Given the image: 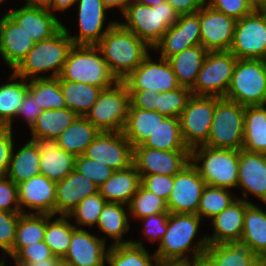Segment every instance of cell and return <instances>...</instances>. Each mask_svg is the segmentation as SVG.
<instances>
[{"instance_id":"6da1fadb","label":"cell","mask_w":266,"mask_h":266,"mask_svg":"<svg viewBox=\"0 0 266 266\" xmlns=\"http://www.w3.org/2000/svg\"><path fill=\"white\" fill-rule=\"evenodd\" d=\"M201 221L197 214L169 213L166 233L154 252L160 263L194 262L204 258L209 245L207 236L193 244Z\"/></svg>"},{"instance_id":"7a4b0ae2","label":"cell","mask_w":266,"mask_h":266,"mask_svg":"<svg viewBox=\"0 0 266 266\" xmlns=\"http://www.w3.org/2000/svg\"><path fill=\"white\" fill-rule=\"evenodd\" d=\"M96 46L118 81L124 80L133 72L151 49L118 21L109 28Z\"/></svg>"},{"instance_id":"3957f363","label":"cell","mask_w":266,"mask_h":266,"mask_svg":"<svg viewBox=\"0 0 266 266\" xmlns=\"http://www.w3.org/2000/svg\"><path fill=\"white\" fill-rule=\"evenodd\" d=\"M72 39L62 28L53 37L34 43L33 48L13 69L12 73L26 80L59 77L71 48ZM53 71L48 76L39 73Z\"/></svg>"},{"instance_id":"277c9868","label":"cell","mask_w":266,"mask_h":266,"mask_svg":"<svg viewBox=\"0 0 266 266\" xmlns=\"http://www.w3.org/2000/svg\"><path fill=\"white\" fill-rule=\"evenodd\" d=\"M122 16L126 22H118L152 49L179 18V14L165 0L156 6L130 2Z\"/></svg>"},{"instance_id":"5b68a950","label":"cell","mask_w":266,"mask_h":266,"mask_svg":"<svg viewBox=\"0 0 266 266\" xmlns=\"http://www.w3.org/2000/svg\"><path fill=\"white\" fill-rule=\"evenodd\" d=\"M59 80L82 82L103 90L118 82L96 45H74L64 63Z\"/></svg>"},{"instance_id":"8992f818","label":"cell","mask_w":266,"mask_h":266,"mask_svg":"<svg viewBox=\"0 0 266 266\" xmlns=\"http://www.w3.org/2000/svg\"><path fill=\"white\" fill-rule=\"evenodd\" d=\"M238 161L239 150L212 148L204 145L190 150V162L209 186L229 190L233 187L237 188Z\"/></svg>"},{"instance_id":"52a82bcc","label":"cell","mask_w":266,"mask_h":266,"mask_svg":"<svg viewBox=\"0 0 266 266\" xmlns=\"http://www.w3.org/2000/svg\"><path fill=\"white\" fill-rule=\"evenodd\" d=\"M224 98L243 106L266 105V60L237 59Z\"/></svg>"},{"instance_id":"ba28073f","label":"cell","mask_w":266,"mask_h":266,"mask_svg":"<svg viewBox=\"0 0 266 266\" xmlns=\"http://www.w3.org/2000/svg\"><path fill=\"white\" fill-rule=\"evenodd\" d=\"M245 106L216 97L210 133L204 146L241 150L244 138Z\"/></svg>"},{"instance_id":"9c48e42d","label":"cell","mask_w":266,"mask_h":266,"mask_svg":"<svg viewBox=\"0 0 266 266\" xmlns=\"http://www.w3.org/2000/svg\"><path fill=\"white\" fill-rule=\"evenodd\" d=\"M127 86L118 81L111 88L102 90L96 103L85 117L100 131L122 132L126 124L130 106Z\"/></svg>"},{"instance_id":"30bf717a","label":"cell","mask_w":266,"mask_h":266,"mask_svg":"<svg viewBox=\"0 0 266 266\" xmlns=\"http://www.w3.org/2000/svg\"><path fill=\"white\" fill-rule=\"evenodd\" d=\"M237 58L230 51L208 52L198 73L192 95L224 98Z\"/></svg>"},{"instance_id":"8fae6325","label":"cell","mask_w":266,"mask_h":266,"mask_svg":"<svg viewBox=\"0 0 266 266\" xmlns=\"http://www.w3.org/2000/svg\"><path fill=\"white\" fill-rule=\"evenodd\" d=\"M215 105V96L192 95L189 98L186 108L179 117L181 135L189 150L207 142Z\"/></svg>"},{"instance_id":"7c38bea8","label":"cell","mask_w":266,"mask_h":266,"mask_svg":"<svg viewBox=\"0 0 266 266\" xmlns=\"http://www.w3.org/2000/svg\"><path fill=\"white\" fill-rule=\"evenodd\" d=\"M229 51L237 59L266 60V11L254 10L236 20Z\"/></svg>"},{"instance_id":"4fadbf2b","label":"cell","mask_w":266,"mask_h":266,"mask_svg":"<svg viewBox=\"0 0 266 266\" xmlns=\"http://www.w3.org/2000/svg\"><path fill=\"white\" fill-rule=\"evenodd\" d=\"M148 54L142 63L122 82L128 90H146L151 93H161L178 89L176 75L167 59L159 57L155 62Z\"/></svg>"},{"instance_id":"5bb4252c","label":"cell","mask_w":266,"mask_h":266,"mask_svg":"<svg viewBox=\"0 0 266 266\" xmlns=\"http://www.w3.org/2000/svg\"><path fill=\"white\" fill-rule=\"evenodd\" d=\"M84 156L119 171L133 164V147L119 131L100 132L86 148Z\"/></svg>"},{"instance_id":"9a60e30c","label":"cell","mask_w":266,"mask_h":266,"mask_svg":"<svg viewBox=\"0 0 266 266\" xmlns=\"http://www.w3.org/2000/svg\"><path fill=\"white\" fill-rule=\"evenodd\" d=\"M205 186L204 179L193 163L189 162L174 175L173 190L166 202L169 213L197 214Z\"/></svg>"},{"instance_id":"2e32d148","label":"cell","mask_w":266,"mask_h":266,"mask_svg":"<svg viewBox=\"0 0 266 266\" xmlns=\"http://www.w3.org/2000/svg\"><path fill=\"white\" fill-rule=\"evenodd\" d=\"M201 45L208 52L229 51L236 20L205 3L199 9Z\"/></svg>"},{"instance_id":"e0dca14e","label":"cell","mask_w":266,"mask_h":266,"mask_svg":"<svg viewBox=\"0 0 266 266\" xmlns=\"http://www.w3.org/2000/svg\"><path fill=\"white\" fill-rule=\"evenodd\" d=\"M190 162V150L162 151L139 145L133 148V164L140 175L177 174Z\"/></svg>"},{"instance_id":"ac0fdd59","label":"cell","mask_w":266,"mask_h":266,"mask_svg":"<svg viewBox=\"0 0 266 266\" xmlns=\"http://www.w3.org/2000/svg\"><path fill=\"white\" fill-rule=\"evenodd\" d=\"M78 3V4H77ZM79 35H70V31L63 25L74 45H97L118 20L110 22L104 30V21L108 9L102 0H77Z\"/></svg>"},{"instance_id":"d6986e66","label":"cell","mask_w":266,"mask_h":266,"mask_svg":"<svg viewBox=\"0 0 266 266\" xmlns=\"http://www.w3.org/2000/svg\"><path fill=\"white\" fill-rule=\"evenodd\" d=\"M105 237L100 238L91 234L84 228H75L70 247L62 258L66 266H105L107 252Z\"/></svg>"},{"instance_id":"ffe728a7","label":"cell","mask_w":266,"mask_h":266,"mask_svg":"<svg viewBox=\"0 0 266 266\" xmlns=\"http://www.w3.org/2000/svg\"><path fill=\"white\" fill-rule=\"evenodd\" d=\"M17 193L21 213L55 216L56 182L40 174L18 184Z\"/></svg>"},{"instance_id":"44dd1931","label":"cell","mask_w":266,"mask_h":266,"mask_svg":"<svg viewBox=\"0 0 266 266\" xmlns=\"http://www.w3.org/2000/svg\"><path fill=\"white\" fill-rule=\"evenodd\" d=\"M199 10L194 14L179 15L178 21L165 32L151 50L160 51L161 58L168 59L189 47L200 45Z\"/></svg>"},{"instance_id":"7402d4cb","label":"cell","mask_w":266,"mask_h":266,"mask_svg":"<svg viewBox=\"0 0 266 266\" xmlns=\"http://www.w3.org/2000/svg\"><path fill=\"white\" fill-rule=\"evenodd\" d=\"M237 187L243 192L240 199L252 204L250 193L266 204V154L239 150Z\"/></svg>"},{"instance_id":"603a6c76","label":"cell","mask_w":266,"mask_h":266,"mask_svg":"<svg viewBox=\"0 0 266 266\" xmlns=\"http://www.w3.org/2000/svg\"><path fill=\"white\" fill-rule=\"evenodd\" d=\"M8 15L23 29L34 43L47 40L58 33L63 24L49 10L23 6L11 9Z\"/></svg>"},{"instance_id":"cb8c5ba5","label":"cell","mask_w":266,"mask_h":266,"mask_svg":"<svg viewBox=\"0 0 266 266\" xmlns=\"http://www.w3.org/2000/svg\"><path fill=\"white\" fill-rule=\"evenodd\" d=\"M40 154V174L58 182L75 169L76 156L61 149L57 140L32 137L30 139Z\"/></svg>"},{"instance_id":"d4e9b609","label":"cell","mask_w":266,"mask_h":266,"mask_svg":"<svg viewBox=\"0 0 266 266\" xmlns=\"http://www.w3.org/2000/svg\"><path fill=\"white\" fill-rule=\"evenodd\" d=\"M98 192L99 187L94 182L76 169L72 170L65 178L56 182L55 216H68L83 199Z\"/></svg>"},{"instance_id":"484cf974","label":"cell","mask_w":266,"mask_h":266,"mask_svg":"<svg viewBox=\"0 0 266 266\" xmlns=\"http://www.w3.org/2000/svg\"><path fill=\"white\" fill-rule=\"evenodd\" d=\"M34 42L6 11L0 18V56L13 70L33 48Z\"/></svg>"},{"instance_id":"4316f807","label":"cell","mask_w":266,"mask_h":266,"mask_svg":"<svg viewBox=\"0 0 266 266\" xmlns=\"http://www.w3.org/2000/svg\"><path fill=\"white\" fill-rule=\"evenodd\" d=\"M251 203L237 197L226 209L211 219L214 227L212 236L207 235L209 244L239 243L242 237L246 208Z\"/></svg>"},{"instance_id":"83f0119b","label":"cell","mask_w":266,"mask_h":266,"mask_svg":"<svg viewBox=\"0 0 266 266\" xmlns=\"http://www.w3.org/2000/svg\"><path fill=\"white\" fill-rule=\"evenodd\" d=\"M141 185V176L134 164L126 169L115 171L99 187V193L107 202H119L128 205Z\"/></svg>"},{"instance_id":"f1b7e54d","label":"cell","mask_w":266,"mask_h":266,"mask_svg":"<svg viewBox=\"0 0 266 266\" xmlns=\"http://www.w3.org/2000/svg\"><path fill=\"white\" fill-rule=\"evenodd\" d=\"M208 51L200 44L189 47L173 56L169 61L178 84L192 89Z\"/></svg>"},{"instance_id":"f546056e","label":"cell","mask_w":266,"mask_h":266,"mask_svg":"<svg viewBox=\"0 0 266 266\" xmlns=\"http://www.w3.org/2000/svg\"><path fill=\"white\" fill-rule=\"evenodd\" d=\"M165 118L166 116L157 111L142 110L130 104L126 124L122 132L134 148L143 145L155 131L159 122H162Z\"/></svg>"},{"instance_id":"4dcf8cb0","label":"cell","mask_w":266,"mask_h":266,"mask_svg":"<svg viewBox=\"0 0 266 266\" xmlns=\"http://www.w3.org/2000/svg\"><path fill=\"white\" fill-rule=\"evenodd\" d=\"M240 244L248 247L256 256L266 257V211L257 204L246 208Z\"/></svg>"},{"instance_id":"1f68e13d","label":"cell","mask_w":266,"mask_h":266,"mask_svg":"<svg viewBox=\"0 0 266 266\" xmlns=\"http://www.w3.org/2000/svg\"><path fill=\"white\" fill-rule=\"evenodd\" d=\"M128 205L119 202H107L103 207L97 222L101 232L106 233L109 238L113 239V243L109 246L129 244L131 240H123V235L130 230L129 213L125 209ZM127 213V214H126Z\"/></svg>"},{"instance_id":"d6a6232c","label":"cell","mask_w":266,"mask_h":266,"mask_svg":"<svg viewBox=\"0 0 266 266\" xmlns=\"http://www.w3.org/2000/svg\"><path fill=\"white\" fill-rule=\"evenodd\" d=\"M242 149L266 154V105L245 106Z\"/></svg>"},{"instance_id":"836d02e7","label":"cell","mask_w":266,"mask_h":266,"mask_svg":"<svg viewBox=\"0 0 266 266\" xmlns=\"http://www.w3.org/2000/svg\"><path fill=\"white\" fill-rule=\"evenodd\" d=\"M99 133L85 116H79L56 140L61 149L79 156L84 154Z\"/></svg>"},{"instance_id":"e575fe53","label":"cell","mask_w":266,"mask_h":266,"mask_svg":"<svg viewBox=\"0 0 266 266\" xmlns=\"http://www.w3.org/2000/svg\"><path fill=\"white\" fill-rule=\"evenodd\" d=\"M27 91L28 80L18 77L14 73L9 76V82L0 84V127L12 129L13 120L16 119L19 106Z\"/></svg>"},{"instance_id":"d590c367","label":"cell","mask_w":266,"mask_h":266,"mask_svg":"<svg viewBox=\"0 0 266 266\" xmlns=\"http://www.w3.org/2000/svg\"><path fill=\"white\" fill-rule=\"evenodd\" d=\"M13 147L6 177L15 184H20L34 176L40 175V154L30 140L14 153Z\"/></svg>"},{"instance_id":"8d00e7d4","label":"cell","mask_w":266,"mask_h":266,"mask_svg":"<svg viewBox=\"0 0 266 266\" xmlns=\"http://www.w3.org/2000/svg\"><path fill=\"white\" fill-rule=\"evenodd\" d=\"M257 256L240 243L209 244L203 260L208 266H249Z\"/></svg>"},{"instance_id":"74e56055","label":"cell","mask_w":266,"mask_h":266,"mask_svg":"<svg viewBox=\"0 0 266 266\" xmlns=\"http://www.w3.org/2000/svg\"><path fill=\"white\" fill-rule=\"evenodd\" d=\"M109 266H158L160 261L153 253L150 255L142 240L129 244L109 246L107 252Z\"/></svg>"},{"instance_id":"f35d334b","label":"cell","mask_w":266,"mask_h":266,"mask_svg":"<svg viewBox=\"0 0 266 266\" xmlns=\"http://www.w3.org/2000/svg\"><path fill=\"white\" fill-rule=\"evenodd\" d=\"M78 117L68 108L43 110L30 128L31 136L56 140Z\"/></svg>"},{"instance_id":"ab89813d","label":"cell","mask_w":266,"mask_h":266,"mask_svg":"<svg viewBox=\"0 0 266 266\" xmlns=\"http://www.w3.org/2000/svg\"><path fill=\"white\" fill-rule=\"evenodd\" d=\"M67 108L76 112L79 116H85L96 103L102 88L82 82L60 80Z\"/></svg>"},{"instance_id":"60d3db41","label":"cell","mask_w":266,"mask_h":266,"mask_svg":"<svg viewBox=\"0 0 266 266\" xmlns=\"http://www.w3.org/2000/svg\"><path fill=\"white\" fill-rule=\"evenodd\" d=\"M143 146L162 151L189 150L183 141L180 119L177 117H166L159 122Z\"/></svg>"},{"instance_id":"b9f144b4","label":"cell","mask_w":266,"mask_h":266,"mask_svg":"<svg viewBox=\"0 0 266 266\" xmlns=\"http://www.w3.org/2000/svg\"><path fill=\"white\" fill-rule=\"evenodd\" d=\"M45 231L46 214L22 213L17 223L13 249L8 256L12 258L21 248L44 241Z\"/></svg>"},{"instance_id":"7bdbcfd3","label":"cell","mask_w":266,"mask_h":266,"mask_svg":"<svg viewBox=\"0 0 266 266\" xmlns=\"http://www.w3.org/2000/svg\"><path fill=\"white\" fill-rule=\"evenodd\" d=\"M28 82V91L42 110L67 108L59 77L37 78Z\"/></svg>"},{"instance_id":"ee69618b","label":"cell","mask_w":266,"mask_h":266,"mask_svg":"<svg viewBox=\"0 0 266 266\" xmlns=\"http://www.w3.org/2000/svg\"><path fill=\"white\" fill-rule=\"evenodd\" d=\"M53 217L55 216L46 214L44 241L52 254L62 259L70 247L71 236L76 226L75 224L71 225L68 216L59 215L54 221Z\"/></svg>"},{"instance_id":"f6af8a7d","label":"cell","mask_w":266,"mask_h":266,"mask_svg":"<svg viewBox=\"0 0 266 266\" xmlns=\"http://www.w3.org/2000/svg\"><path fill=\"white\" fill-rule=\"evenodd\" d=\"M236 198L230 193L229 189L206 185L197 209V215L204 220L216 217L226 209Z\"/></svg>"},{"instance_id":"bcb514c9","label":"cell","mask_w":266,"mask_h":266,"mask_svg":"<svg viewBox=\"0 0 266 266\" xmlns=\"http://www.w3.org/2000/svg\"><path fill=\"white\" fill-rule=\"evenodd\" d=\"M128 208L131 218L133 216V218L138 220L151 214L169 212L166 201L148 191L142 185L139 186L138 191L133 195Z\"/></svg>"},{"instance_id":"7dc6e473","label":"cell","mask_w":266,"mask_h":266,"mask_svg":"<svg viewBox=\"0 0 266 266\" xmlns=\"http://www.w3.org/2000/svg\"><path fill=\"white\" fill-rule=\"evenodd\" d=\"M107 201L98 192L97 194L89 195L83 199L68 215L69 220L74 217L76 228L82 226L93 227L97 225L99 215Z\"/></svg>"},{"instance_id":"c3c4849f","label":"cell","mask_w":266,"mask_h":266,"mask_svg":"<svg viewBox=\"0 0 266 266\" xmlns=\"http://www.w3.org/2000/svg\"><path fill=\"white\" fill-rule=\"evenodd\" d=\"M191 96V89L181 86L172 91L157 93L156 111L166 117L179 118Z\"/></svg>"},{"instance_id":"681fc988","label":"cell","mask_w":266,"mask_h":266,"mask_svg":"<svg viewBox=\"0 0 266 266\" xmlns=\"http://www.w3.org/2000/svg\"><path fill=\"white\" fill-rule=\"evenodd\" d=\"M75 169L98 187L104 184L115 172L112 168L84 155L76 156Z\"/></svg>"},{"instance_id":"f907efd6","label":"cell","mask_w":266,"mask_h":266,"mask_svg":"<svg viewBox=\"0 0 266 266\" xmlns=\"http://www.w3.org/2000/svg\"><path fill=\"white\" fill-rule=\"evenodd\" d=\"M21 214V212L0 211V248L5 253L3 258H6V254L13 249L16 227Z\"/></svg>"},{"instance_id":"816d5d0a","label":"cell","mask_w":266,"mask_h":266,"mask_svg":"<svg viewBox=\"0 0 266 266\" xmlns=\"http://www.w3.org/2000/svg\"><path fill=\"white\" fill-rule=\"evenodd\" d=\"M52 256L50 248L45 241H42L21 248L11 259L15 261V265L24 266L31 262H40Z\"/></svg>"},{"instance_id":"f5cc1de1","label":"cell","mask_w":266,"mask_h":266,"mask_svg":"<svg viewBox=\"0 0 266 266\" xmlns=\"http://www.w3.org/2000/svg\"><path fill=\"white\" fill-rule=\"evenodd\" d=\"M140 176H141V185L145 189L161 197L166 202L168 201L171 191L173 190L174 176L159 175V174L140 175Z\"/></svg>"},{"instance_id":"db71d44e","label":"cell","mask_w":266,"mask_h":266,"mask_svg":"<svg viewBox=\"0 0 266 266\" xmlns=\"http://www.w3.org/2000/svg\"><path fill=\"white\" fill-rule=\"evenodd\" d=\"M169 219V212L151 214L148 217L139 219L144 223L142 233L146 236L149 242H161V239L166 233Z\"/></svg>"},{"instance_id":"11a10c76","label":"cell","mask_w":266,"mask_h":266,"mask_svg":"<svg viewBox=\"0 0 266 266\" xmlns=\"http://www.w3.org/2000/svg\"><path fill=\"white\" fill-rule=\"evenodd\" d=\"M206 3L235 20H239L254 11L249 0H208Z\"/></svg>"},{"instance_id":"9f6ffc18","label":"cell","mask_w":266,"mask_h":266,"mask_svg":"<svg viewBox=\"0 0 266 266\" xmlns=\"http://www.w3.org/2000/svg\"><path fill=\"white\" fill-rule=\"evenodd\" d=\"M17 194V184L6 176L0 177V211L21 212Z\"/></svg>"},{"instance_id":"6f0895ef","label":"cell","mask_w":266,"mask_h":266,"mask_svg":"<svg viewBox=\"0 0 266 266\" xmlns=\"http://www.w3.org/2000/svg\"><path fill=\"white\" fill-rule=\"evenodd\" d=\"M13 129L9 127H0V177L7 174L9 162L14 145Z\"/></svg>"},{"instance_id":"680465c9","label":"cell","mask_w":266,"mask_h":266,"mask_svg":"<svg viewBox=\"0 0 266 266\" xmlns=\"http://www.w3.org/2000/svg\"><path fill=\"white\" fill-rule=\"evenodd\" d=\"M42 111L43 110L36 103V100L32 98V94L27 91L22 104L19 106L16 118L23 117L30 129Z\"/></svg>"},{"instance_id":"91938a15","label":"cell","mask_w":266,"mask_h":266,"mask_svg":"<svg viewBox=\"0 0 266 266\" xmlns=\"http://www.w3.org/2000/svg\"><path fill=\"white\" fill-rule=\"evenodd\" d=\"M130 103L133 107L156 111V96L157 93H151L146 90H129Z\"/></svg>"},{"instance_id":"94428289","label":"cell","mask_w":266,"mask_h":266,"mask_svg":"<svg viewBox=\"0 0 266 266\" xmlns=\"http://www.w3.org/2000/svg\"><path fill=\"white\" fill-rule=\"evenodd\" d=\"M179 15L194 14L206 2L204 0H165Z\"/></svg>"},{"instance_id":"6125c7cd","label":"cell","mask_w":266,"mask_h":266,"mask_svg":"<svg viewBox=\"0 0 266 266\" xmlns=\"http://www.w3.org/2000/svg\"><path fill=\"white\" fill-rule=\"evenodd\" d=\"M26 7L49 10L52 12L53 0H25Z\"/></svg>"},{"instance_id":"be15d7a7","label":"cell","mask_w":266,"mask_h":266,"mask_svg":"<svg viewBox=\"0 0 266 266\" xmlns=\"http://www.w3.org/2000/svg\"><path fill=\"white\" fill-rule=\"evenodd\" d=\"M131 0H102L103 5L109 10L112 8H120L121 13L123 14L127 6L130 4Z\"/></svg>"},{"instance_id":"e7e4bbea","label":"cell","mask_w":266,"mask_h":266,"mask_svg":"<svg viewBox=\"0 0 266 266\" xmlns=\"http://www.w3.org/2000/svg\"><path fill=\"white\" fill-rule=\"evenodd\" d=\"M77 0H53L52 2V13L53 11H66L67 9L72 8L76 4Z\"/></svg>"},{"instance_id":"03108f58","label":"cell","mask_w":266,"mask_h":266,"mask_svg":"<svg viewBox=\"0 0 266 266\" xmlns=\"http://www.w3.org/2000/svg\"><path fill=\"white\" fill-rule=\"evenodd\" d=\"M61 264L62 259L53 255L51 258L41 260L40 262H31L24 266H60Z\"/></svg>"},{"instance_id":"003e7915","label":"cell","mask_w":266,"mask_h":266,"mask_svg":"<svg viewBox=\"0 0 266 266\" xmlns=\"http://www.w3.org/2000/svg\"><path fill=\"white\" fill-rule=\"evenodd\" d=\"M253 10L266 11V0H249Z\"/></svg>"},{"instance_id":"a7ac6f4b","label":"cell","mask_w":266,"mask_h":266,"mask_svg":"<svg viewBox=\"0 0 266 266\" xmlns=\"http://www.w3.org/2000/svg\"><path fill=\"white\" fill-rule=\"evenodd\" d=\"M164 0H131V2H136L148 6H156L162 3Z\"/></svg>"},{"instance_id":"89a4df30","label":"cell","mask_w":266,"mask_h":266,"mask_svg":"<svg viewBox=\"0 0 266 266\" xmlns=\"http://www.w3.org/2000/svg\"><path fill=\"white\" fill-rule=\"evenodd\" d=\"M178 266H208L207 263L202 259L199 261H194V262H183V263H178Z\"/></svg>"},{"instance_id":"2644e50d","label":"cell","mask_w":266,"mask_h":266,"mask_svg":"<svg viewBox=\"0 0 266 266\" xmlns=\"http://www.w3.org/2000/svg\"><path fill=\"white\" fill-rule=\"evenodd\" d=\"M249 266H266V257L257 256Z\"/></svg>"},{"instance_id":"8c879c8a","label":"cell","mask_w":266,"mask_h":266,"mask_svg":"<svg viewBox=\"0 0 266 266\" xmlns=\"http://www.w3.org/2000/svg\"><path fill=\"white\" fill-rule=\"evenodd\" d=\"M158 266H178V263H159Z\"/></svg>"},{"instance_id":"753ad0ef","label":"cell","mask_w":266,"mask_h":266,"mask_svg":"<svg viewBox=\"0 0 266 266\" xmlns=\"http://www.w3.org/2000/svg\"><path fill=\"white\" fill-rule=\"evenodd\" d=\"M5 258L2 257V259L0 260V266H5Z\"/></svg>"}]
</instances>
